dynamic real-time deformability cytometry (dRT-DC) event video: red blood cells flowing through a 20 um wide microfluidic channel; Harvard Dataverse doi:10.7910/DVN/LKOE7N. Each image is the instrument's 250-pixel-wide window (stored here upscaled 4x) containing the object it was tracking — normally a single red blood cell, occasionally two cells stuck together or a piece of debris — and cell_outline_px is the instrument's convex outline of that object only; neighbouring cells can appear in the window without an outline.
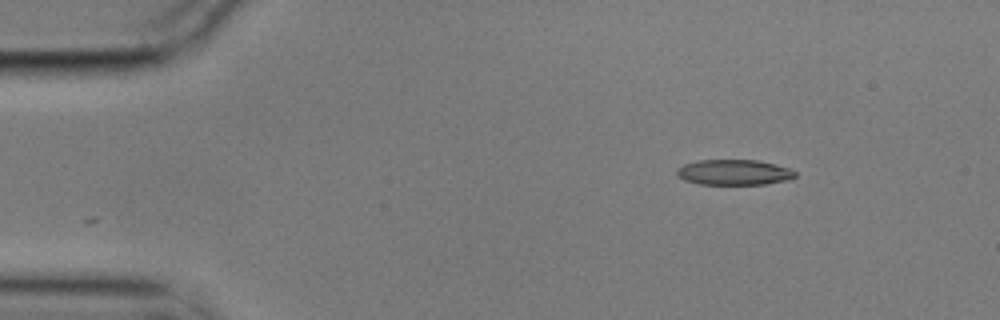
{"species": "common noctule bat (a hibernating species)", "species_latin": "Nyctalus noctula", "temperature_condition": "cold", "stored_images_in_passage": 29, "camera_frame_rate_fps": 3000, "um_per_image_px": 0.085, "animal": {"sex": "male", "body_mass_g": 17.9}, "frame": {"image": 1, "passage_image": 1, "time_ms": 0.0, "image_size_px": [1000, 320], "cell_outline_px": [[796, 176], [784, 180], [764, 184], [700, 184], [684, 180], [676, 176], [676, 168], [684, 164], [696, 160], [756, 160], [792, 168], [796, 172]], "centroid_in_image_um": [62.34, 14.64], "position_along_channel_um": 22.7, "area_um2": 17.57}}
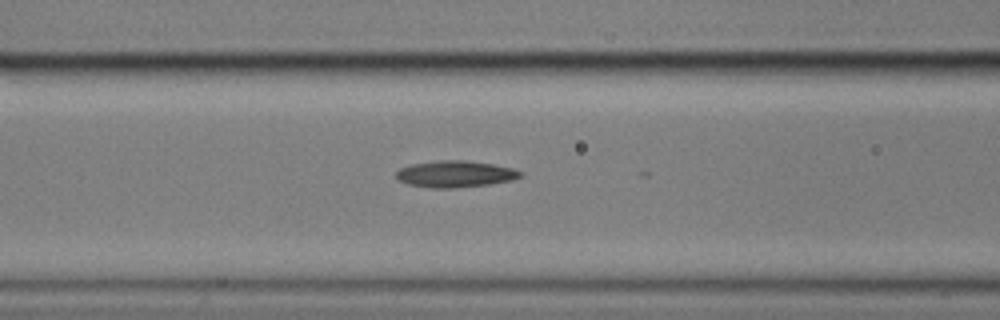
{"frame": {"image": 2, "passage_image": 16, "time_ms": 5.0, "image_size_px": [1000, 320], "cell_outline_px": [[524, 176], [512, 180], [488, 184], [456, 188], [432, 188], [408, 184], [396, 180], [396, 172], [400, 168], [412, 164], [440, 160], [464, 160], [492, 164], [512, 168], [524, 172]], "centroid_in_image_um": [38.7, 14.79], "position_along_channel_um": 127.9, "area_um2": 19.31}}
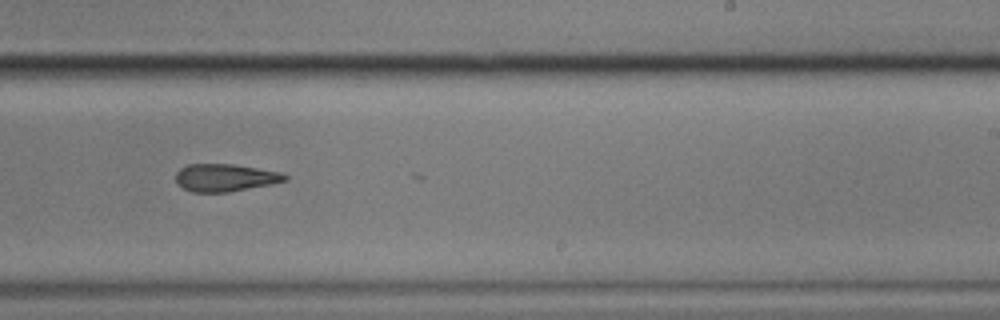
{"frame": {"image": 3, "passage_image": 28, "time_ms": 9.0, "image_size_px": [1000, 320], "cell_outline_px": [[288, 180], [272, 184], [228, 192], [192, 192], [176, 184], [176, 172], [180, 168], [188, 164], [232, 164], [280, 172], [288, 176]], "centroid_in_image_um": [19.12, 15.1], "position_along_channel_um": 269.9, "area_um2": 17.51}}